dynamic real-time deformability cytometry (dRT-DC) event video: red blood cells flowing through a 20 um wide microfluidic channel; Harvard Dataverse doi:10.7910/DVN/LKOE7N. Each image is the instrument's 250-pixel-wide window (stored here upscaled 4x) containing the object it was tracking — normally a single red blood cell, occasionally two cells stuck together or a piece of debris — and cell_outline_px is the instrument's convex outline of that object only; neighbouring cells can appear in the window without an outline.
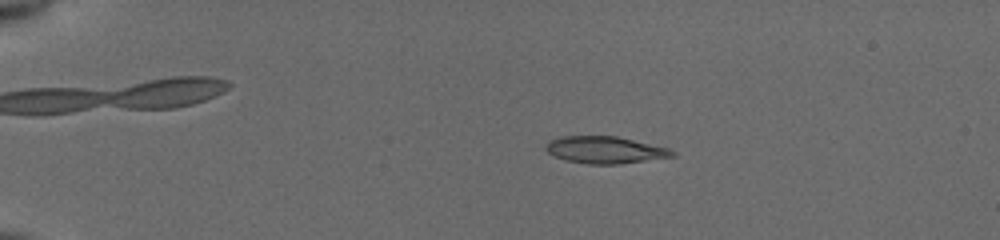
{"species": "common noctule bat (a hibernating species)", "species_latin": "Nyctalus noctula", "temperature_condition": "cold", "stored_images_in_passage": 54, "camera_frame_rate_fps": 3000, "um_per_image_px": 0.085, "animal": {"sex": "female", "body_mass_g": 19.5, "forearm_length_mm": 54.1}, "frame": {"image": 1, "passage_image": 12, "time_ms": 3.667, "image_size_px": [1000, 240], "cell_outline_px": [[676, 156], [620, 164], [588, 164], [564, 160], [552, 156], [544, 148], [552, 140], [560, 136], [616, 136], [668, 148], [676, 152]], "centroid_in_image_um": [51.43, 12.75], "position_along_channel_um": 33.6, "area_um2": 19.88}}
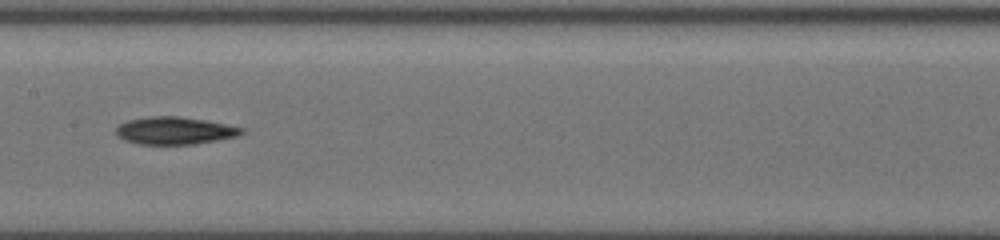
{"frame": {"image": 2, "passage_image": 30, "time_ms": 9.667, "image_size_px": [1000, 240], "cell_outline_px": [[244, 132], [236, 136], [196, 144], [140, 144], [124, 140], [116, 136], [116, 128], [120, 124], [128, 120], [148, 116], [180, 116], [204, 120], [244, 128]], "centroid_in_image_um": [14.81, 11.1], "position_along_channel_um": 192.6, "area_um2": 20.0}}
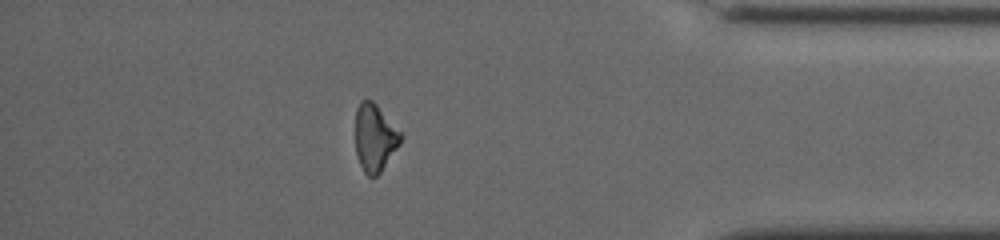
{"frame": {"image": 3, "passage_image": 48, "time_ms": 15.667, "image_size_px": [1000, 240], "cell_outline_px": [[400, 144], [380, 172], [376, 176], [368, 176], [364, 172], [360, 164], [356, 152], [356, 108], [360, 100], [372, 100], [376, 104], [400, 132]], "centroid_in_image_um": [31.83, 11.7], "position_along_channel_um": 403.4, "area_um2": 17.4}, "authors_computed_cell_mechanics": {"area_um2": 19.5653, "velocity_mm_per_s": 3.9557, "shape_relaxation_time_tau1_ms": 3.4683, "shape_relaxation_time_tau2_ms": 8.4435, "deformation_change_tau1": 0.114, "deformation_change_tau2": 0.2106}}